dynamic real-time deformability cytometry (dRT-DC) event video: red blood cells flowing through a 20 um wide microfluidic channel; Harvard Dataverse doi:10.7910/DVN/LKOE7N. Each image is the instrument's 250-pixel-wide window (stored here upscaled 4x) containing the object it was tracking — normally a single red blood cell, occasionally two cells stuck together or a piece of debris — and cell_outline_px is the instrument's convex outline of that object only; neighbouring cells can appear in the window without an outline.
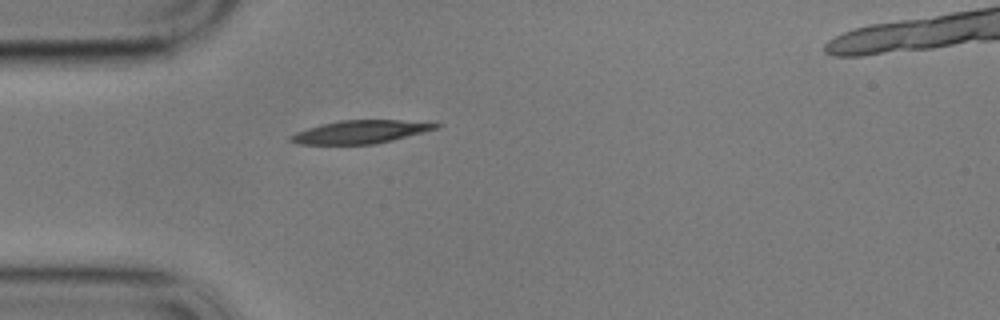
{"species": "common noctule bat (a hibernating species)", "species_latin": "Nyctalus noctula", "temperature_condition": "cold", "stored_images_in_passage": 43, "camera_frame_rate_fps": 3000, "um_per_image_px": 0.085, "animal": {"sex": "male", "body_mass_g": 17.9}, "frame": {"image": 1, "passage_image": 1, "time_ms": 0.0, "image_size_px": [1000, 320], "cell_outline_px": [[440, 124], [436, 128], [424, 132], [376, 144], [300, 144], [288, 140], [288, 136], [296, 132], [308, 128], [340, 120], [400, 120]], "centroid_in_image_um": [30.59, 11.21], "position_along_channel_um": 54.4, "area_um2": 19.19}}
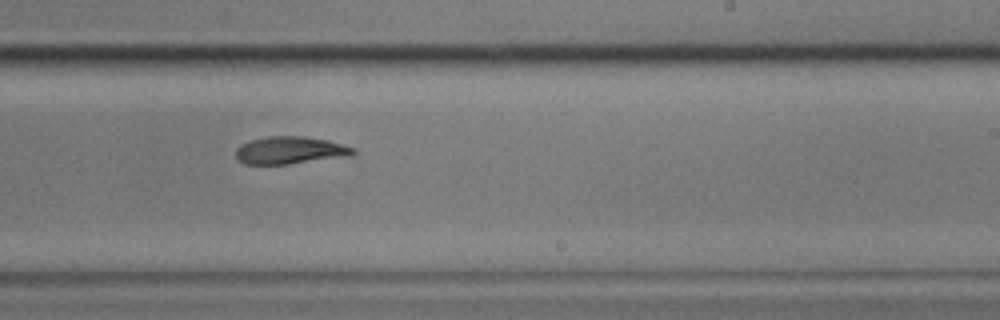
{"frame": {"image": 2, "passage_image": 20, "time_ms": 6.333, "image_size_px": [1000, 320], "cell_outline_px": [[356, 152], [352, 156], [288, 164], [244, 164], [236, 156], [236, 148], [240, 144], [248, 140], [268, 136], [304, 136], [328, 140], [356, 148]], "centroid_in_image_um": [24.68, 12.77], "position_along_channel_um": 264.3, "area_um2": 19.02}}
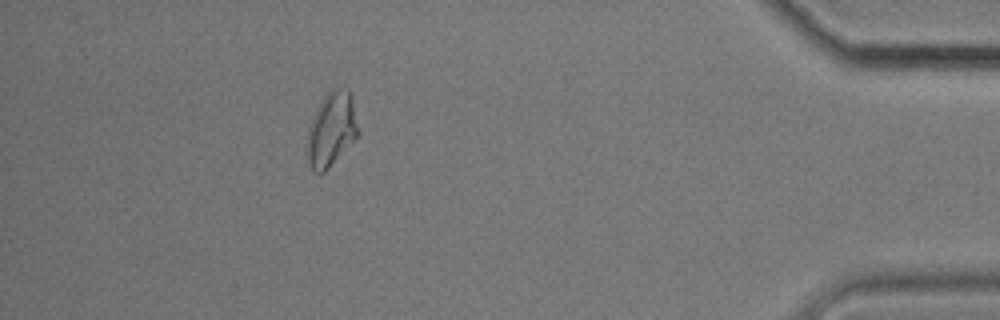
{"frame": {"image": 3, "passage_image": 37, "time_ms": 12.0, "image_size_px": [1000, 320], "cell_outline_px": [[360, 132], [356, 140], [324, 172], [316, 172], [312, 168], [308, 160], [304, 148], [308, 128], [312, 116], [316, 108], [324, 96], [332, 88], [348, 88], [352, 96]], "centroid_in_image_um": [28.17, 10.98], "position_along_channel_um": 407.0, "area_um2": 22.66}}